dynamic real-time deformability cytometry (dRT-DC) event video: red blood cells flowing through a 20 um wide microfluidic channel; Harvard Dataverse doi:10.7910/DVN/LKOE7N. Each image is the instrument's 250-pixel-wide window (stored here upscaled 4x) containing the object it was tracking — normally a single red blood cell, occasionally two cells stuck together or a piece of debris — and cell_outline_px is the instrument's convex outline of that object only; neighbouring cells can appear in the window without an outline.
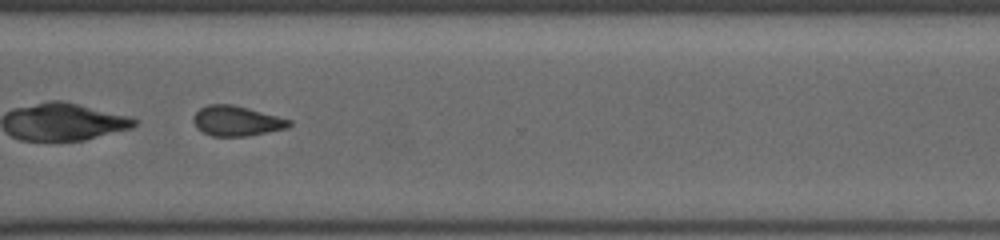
{"species": "common noctule bat (a hibernating species)", "species_latin": "Nyctalus noctula", "temperature_condition": "cold", "stored_images_in_passage": 50, "camera_frame_rate_fps": 3000, "um_per_image_px": 0.085, "animal": {"sex": "female", "body_mass_g": 19.5, "forearm_length_mm": 54.1}, "frame": {"image": 1, "passage_image": 40, "time_ms": 13.0, "image_size_px": [1000, 240], "cell_outline_px": [[292, 124], [288, 128], [248, 136], [212, 136], [196, 128], [192, 120], [192, 116], [200, 108], [208, 104], [232, 104], [248, 108], [292, 120]], "centroid_in_image_um": [20.1, 10.28], "position_along_channel_um": 350.5, "area_um2": 16.88}}